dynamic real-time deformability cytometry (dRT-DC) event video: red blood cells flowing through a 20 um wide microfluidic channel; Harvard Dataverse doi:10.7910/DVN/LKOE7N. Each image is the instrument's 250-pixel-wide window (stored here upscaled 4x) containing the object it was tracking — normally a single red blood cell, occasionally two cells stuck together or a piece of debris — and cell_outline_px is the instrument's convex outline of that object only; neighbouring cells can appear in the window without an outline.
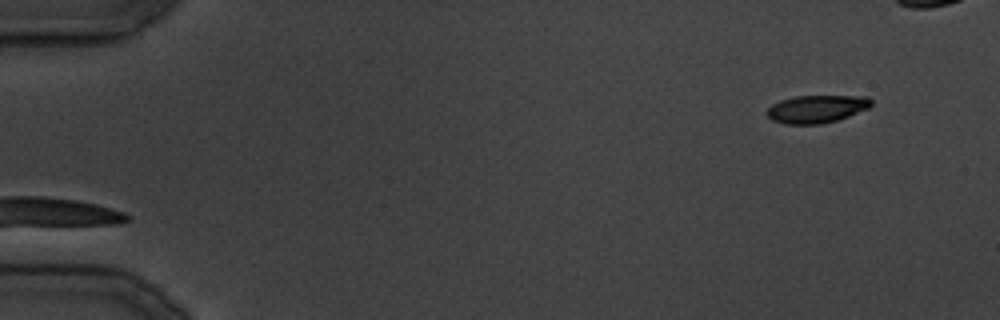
{"species": "common noctule bat (a hibernating species)", "species_latin": "Nyctalus noctula", "temperature_condition": "cold", "stored_images_in_passage": 103, "camera_frame_rate_fps": 3000, "um_per_image_px": 0.085, "animal": {"sex": "male", "body_mass_g": 19.5, "forearm_length_mm": 54.6}, "frame": {"image": 1, "passage_image": 2, "time_ms": 0.333, "image_size_px": [1000, 320], "cell_outline_px": [[872, 104], [868, 108], [848, 116], [836, 120], [820, 124], [784, 124], [772, 120], [764, 112], [772, 104], [780, 100], [796, 96], [868, 96], [872, 100]], "centroid_in_image_um": [69.38, 9.26], "position_along_channel_um": 15.6, "area_um2": 16.88}}
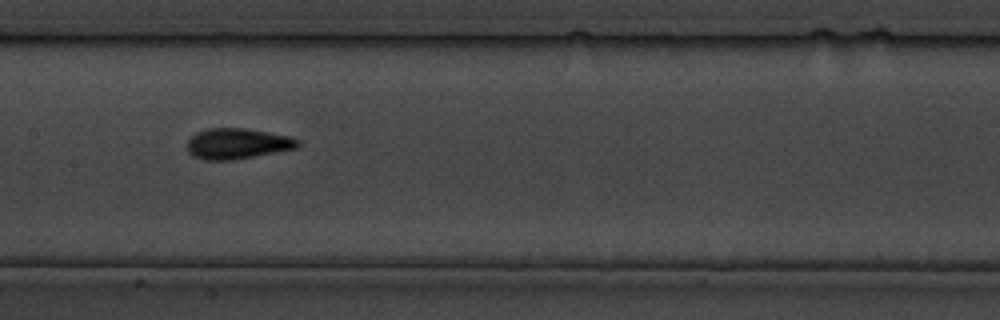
{"frame": {"image": 2, "passage_image": 56, "time_ms": 18.333, "image_size_px": [1000, 320], "cell_outline_px": [[300, 144], [296, 148], [232, 160], [204, 160], [192, 156], [188, 152], [188, 140], [196, 132], [208, 128], [244, 128], [292, 136], [300, 140]], "centroid_in_image_um": [20.17, 12.2], "position_along_channel_um": 187.2, "area_um2": 19.77}}
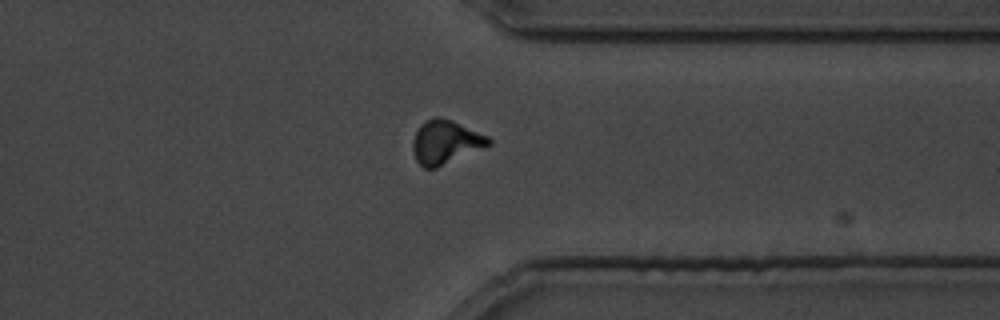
{"frame": {"image": 3, "passage_image": 91, "time_ms": 30.0, "image_size_px": [1000, 320], "cell_outline_px": [[492, 144], [436, 168], [424, 168], [416, 160], [412, 148], [412, 140], [420, 124], [436, 116], [452, 120], [488, 136], [492, 140]], "centroid_in_image_um": [37.86, 12.08], "position_along_channel_um": 373.5, "area_um2": 19.19}}